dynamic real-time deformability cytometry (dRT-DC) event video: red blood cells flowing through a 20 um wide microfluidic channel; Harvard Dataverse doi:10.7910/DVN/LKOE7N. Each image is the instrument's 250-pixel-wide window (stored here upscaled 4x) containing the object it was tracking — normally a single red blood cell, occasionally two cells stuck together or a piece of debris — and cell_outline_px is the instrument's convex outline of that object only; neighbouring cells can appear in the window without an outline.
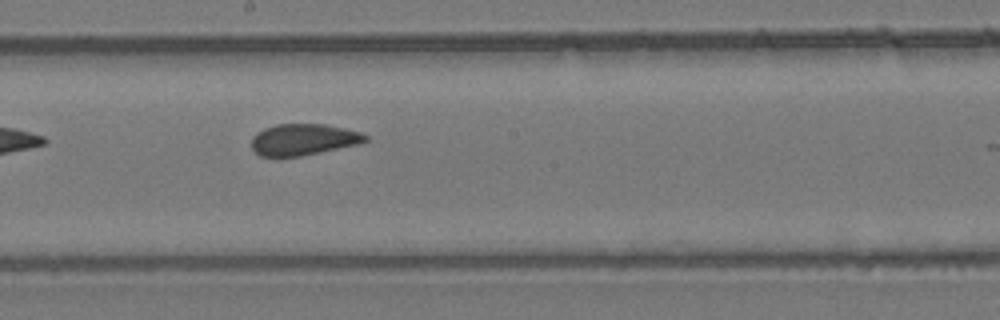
{"species": "common noctule bat (a hibernating species)", "species_latin": "Nyctalus noctula", "temperature_condition": "room temperature", "stored_images_in_passage": 7, "camera_frame_rate_fps": 3000, "um_per_image_px": 0.085, "animal": {"sex": "female", "body_mass_g": 24.6, "forearm_length_mm": 56.2}, "frame": {"image": 1, "passage_image": 7, "time_ms": 7.0, "image_size_px": [1000, 320], "cell_outline_px": [[368, 140], [360, 144], [300, 156], [260, 156], [252, 148], [252, 136], [256, 132], [264, 128], [276, 124], [324, 124], [344, 128], [360, 132], [368, 136]], "centroid_in_image_um": [25.79, 11.85], "position_along_channel_um": 222.4, "area_um2": 20.81}}